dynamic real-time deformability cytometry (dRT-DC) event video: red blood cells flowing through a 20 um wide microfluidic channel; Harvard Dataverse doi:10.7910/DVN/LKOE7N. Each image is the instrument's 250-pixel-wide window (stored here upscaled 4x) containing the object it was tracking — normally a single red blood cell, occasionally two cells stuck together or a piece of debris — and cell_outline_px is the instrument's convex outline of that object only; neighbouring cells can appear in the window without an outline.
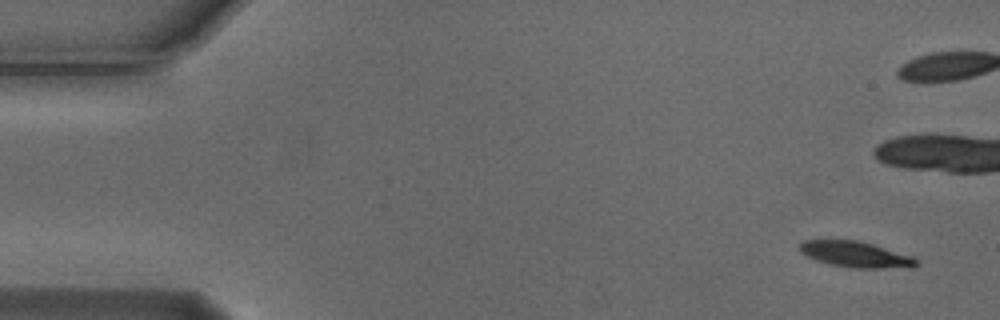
{"species": "Egyptian fruit bat (a non-hibernating species)", "species_latin": "Rousettus aegyptiacus", "temperature_condition": "cold", "stored_images_in_passage": 6, "camera_frame_rate_fps": 3000, "um_per_image_px": 0.085, "animal": {"sex": "male"}, "frame": {"image": 1, "passage_image": 1, "time_ms": 0.0, "image_size_px": [1000, 320], "cell_outline_px": [[920, 264], [912, 268], [852, 268], [828, 264], [804, 256], [796, 248], [804, 240], [860, 240], [912, 256], [920, 260]], "centroid_in_image_um": [72.74, 21.63], "position_along_channel_um": 12.3, "area_um2": 18.03}}